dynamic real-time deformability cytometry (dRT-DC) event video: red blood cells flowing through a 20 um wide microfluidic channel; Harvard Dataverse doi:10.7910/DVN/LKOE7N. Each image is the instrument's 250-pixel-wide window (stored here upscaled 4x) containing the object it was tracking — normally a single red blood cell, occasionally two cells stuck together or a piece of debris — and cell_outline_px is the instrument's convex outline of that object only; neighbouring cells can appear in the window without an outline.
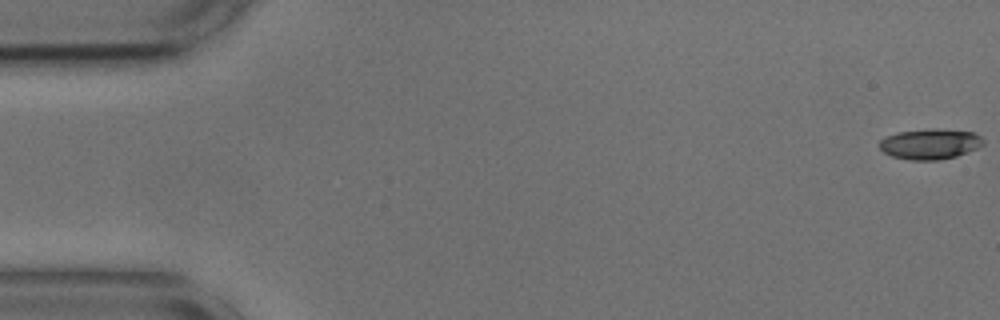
{"species": "common noctule bat (a hibernating species)", "species_latin": "Nyctalus noctula", "temperature_condition": "cold", "stored_images_in_passage": 44, "camera_frame_rate_fps": 3000, "um_per_image_px": 0.085, "animal": {"sex": "male", "body_mass_g": 17.9, "forearm_length_mm": 54.2}, "frame": {"image": 1, "passage_image": 1, "time_ms": 0.0, "image_size_px": [1000, 320], "cell_outline_px": [[984, 144], [968, 152], [956, 156], [936, 160], [912, 160], [892, 156], [884, 152], [880, 148], [880, 140], [888, 136], [900, 132], [972, 132], [980, 136], [984, 140]], "centroid_in_image_um": [79.05, 12.31], "position_along_channel_um": 5.9, "area_um2": 17.11}}
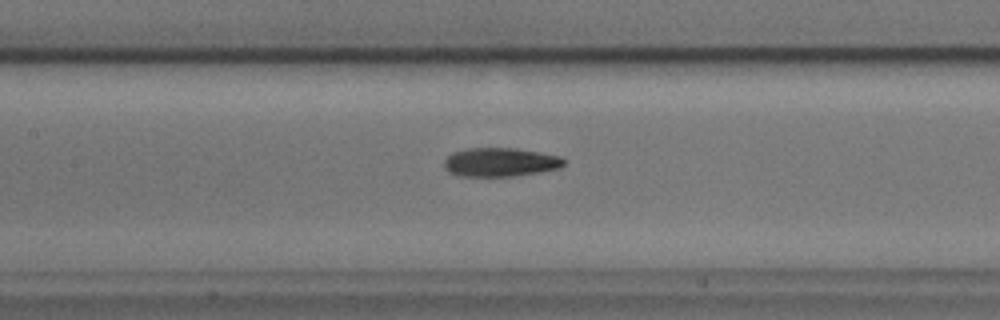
{"frame": {"image": 2, "passage_image": 25, "time_ms": 8.0, "image_size_px": [1000, 320], "cell_outline_px": [[564, 164], [560, 168], [540, 172], [512, 176], [460, 176], [448, 172], [444, 168], [444, 160], [452, 152], [468, 148], [516, 148], [540, 152], [560, 156], [564, 160]], "centroid_in_image_um": [42.5, 13.78], "position_along_channel_um": 164.9, "area_um2": 20.17}}
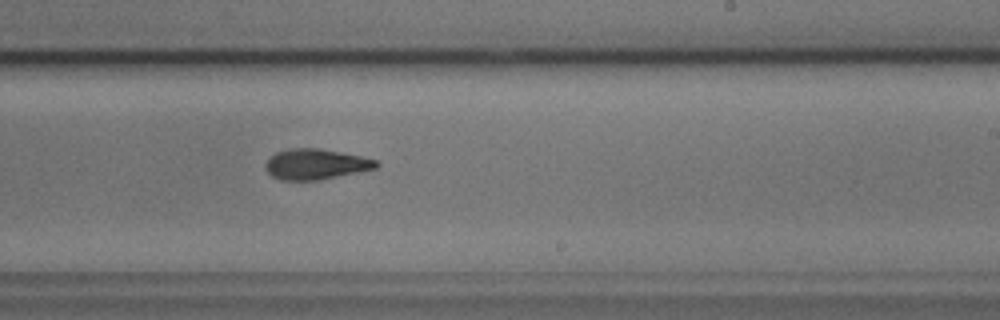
{"frame": {"image": 3, "passage_image": 33, "time_ms": 10.667, "image_size_px": [1000, 320], "cell_outline_px": [[380, 164], [376, 168], [320, 180], [280, 180], [272, 176], [264, 168], [264, 164], [276, 152], [288, 148], [320, 148], [360, 156], [376, 160]], "centroid_in_image_um": [26.81, 13.95], "position_along_channel_um": 262.2, "area_um2": 19.65}, "authors_computed_cell_mechanics": {"area_um2": 19.6809, "velocity_mm_per_s": 3.6589, "shape_relaxation_time_tau1_ms": 5.082, "shape_relaxation_time_tau2_ms": 3.278, "deformation_change_tau1": 0.1476, "deformation_change_tau2": 0.1174}}